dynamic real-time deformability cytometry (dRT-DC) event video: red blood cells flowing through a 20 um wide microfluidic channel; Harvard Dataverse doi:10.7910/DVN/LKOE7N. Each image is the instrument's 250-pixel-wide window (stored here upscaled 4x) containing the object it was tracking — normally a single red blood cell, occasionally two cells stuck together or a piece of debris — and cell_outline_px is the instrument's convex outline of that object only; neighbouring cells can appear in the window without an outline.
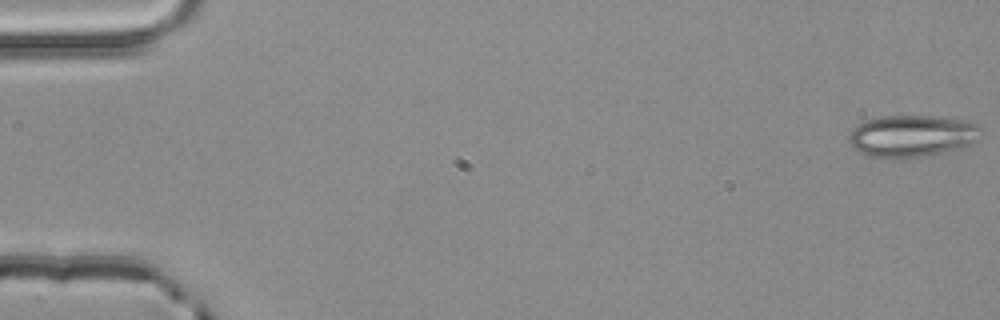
{"species": "common noctule bat (a hibernating species)", "species_latin": "Nyctalus noctula", "temperature_condition": "room temperature", "stored_images_in_passage": 4, "camera_frame_rate_fps": 3000, "um_per_image_px": 0.085, "animal": {"sex": "male", "body_mass_g": 20.4}, "frame": {"image": 1, "passage_image": 1, "time_ms": 0.0, "image_size_px": [1000, 320], "cell_outline_px": [[984, 132], [972, 144], [960, 148], [924, 156], [900, 160], [892, 160], [868, 156], [856, 152], [848, 140], [848, 136], [852, 128], [856, 124], [868, 120], [884, 116], [932, 116], [968, 120], [976, 124]], "centroid_in_image_um": [77.49, 11.58], "position_along_channel_um": 7.5, "area_um2": 32.95}}